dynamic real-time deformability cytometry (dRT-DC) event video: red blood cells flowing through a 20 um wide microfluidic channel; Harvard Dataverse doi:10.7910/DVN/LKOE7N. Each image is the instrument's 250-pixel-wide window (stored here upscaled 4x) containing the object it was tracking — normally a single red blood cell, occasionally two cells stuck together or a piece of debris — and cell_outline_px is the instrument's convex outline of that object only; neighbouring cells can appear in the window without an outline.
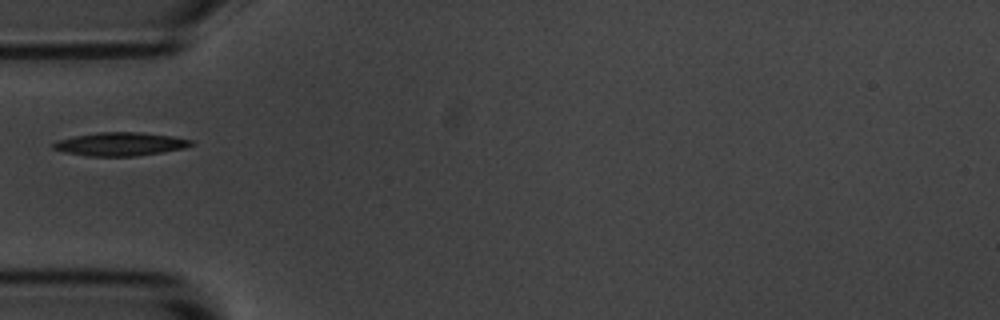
{"species": "common noctule bat (a hibernating species)", "species_latin": "Nyctalus noctula", "temperature_condition": "room temperature", "stored_images_in_passage": 1, "camera_frame_rate_fps": 3000, "um_per_image_px": 0.085, "animal": {"sex": "male", "body_mass_g": 20.1, "forearm_length_mm": 53.5}, "frame": {"image": 1, "passage_image": 1, "time_ms": 0.0, "image_size_px": [1000, 320], "cell_outline_px": [[196, 144], [184, 148], [136, 156], [88, 156], [64, 152], [52, 148], [52, 144], [56, 140], [76, 136], [100, 132], [140, 132], [172, 136], [192, 140]], "centroid_in_image_um": [10.23, 12.24], "position_along_channel_um": 74.8, "area_um2": 18.73}}